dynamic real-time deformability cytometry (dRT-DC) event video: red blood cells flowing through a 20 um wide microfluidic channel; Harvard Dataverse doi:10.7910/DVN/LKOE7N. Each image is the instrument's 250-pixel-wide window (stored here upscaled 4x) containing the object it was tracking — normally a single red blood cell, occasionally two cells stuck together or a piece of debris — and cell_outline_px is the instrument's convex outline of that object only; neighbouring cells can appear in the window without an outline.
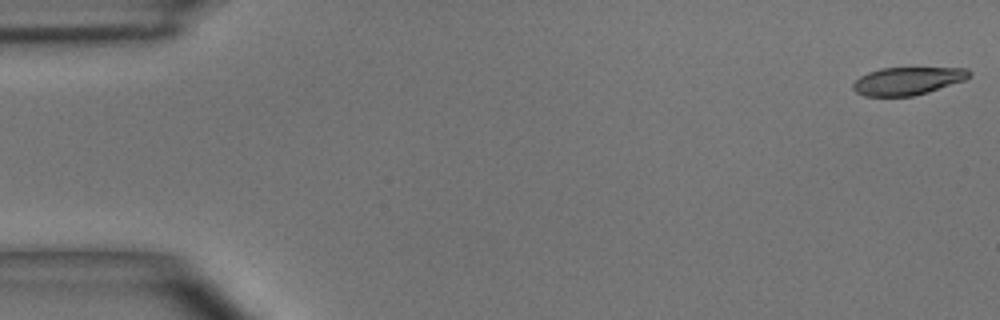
{"species": "common noctule bat (a hibernating species)", "species_latin": "Nyctalus noctula", "temperature_condition": "room temperature", "stored_images_in_passage": 11, "camera_frame_rate_fps": 3000, "um_per_image_px": 0.085, "animal": {"sex": "male", "body_mass_g": 15.6}, "frame": {"image": 1, "passage_image": 1, "time_ms": 0.0, "image_size_px": [1000, 320], "cell_outline_px": [[972, 72], [964, 80], [928, 92], [912, 96], [864, 96], [856, 92], [852, 88], [852, 84], [860, 76], [868, 72], [880, 68], [968, 68]], "centroid_in_image_um": [77.11, 6.88], "position_along_channel_um": 7.9, "area_um2": 18.73}}